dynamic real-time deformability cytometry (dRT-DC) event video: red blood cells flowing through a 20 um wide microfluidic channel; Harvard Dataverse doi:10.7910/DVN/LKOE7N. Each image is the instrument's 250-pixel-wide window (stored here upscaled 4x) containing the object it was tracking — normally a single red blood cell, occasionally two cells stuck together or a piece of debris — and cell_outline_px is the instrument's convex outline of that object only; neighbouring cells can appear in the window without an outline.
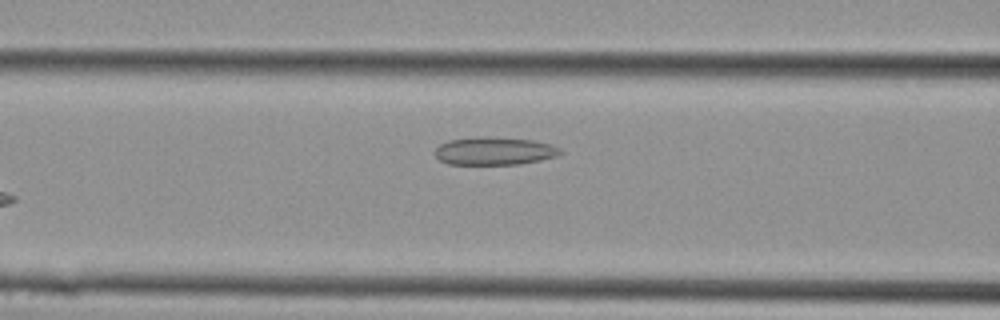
{"species": "Egyptian fruit bat (a non-hibernating species)", "species_latin": "Rousettus aegyptiacus", "temperature_condition": "cold", "stored_images_in_passage": 10, "camera_frame_rate_fps": 3000, "um_per_image_px": 0.085, "animal": {"sex": "female"}, "frame": {"image": 1, "passage_image": 4, "time_ms": 1.0, "image_size_px": [1000, 320], "cell_outline_px": [[564, 152], [556, 156], [540, 160], [520, 164], [448, 164], [440, 160], [436, 156], [436, 148], [440, 144], [448, 140], [480, 136], [532, 140], [552, 144], [560, 148]], "centroid_in_image_um": [42.04, 12.83], "position_along_channel_um": 124.6, "area_um2": 20.35}}
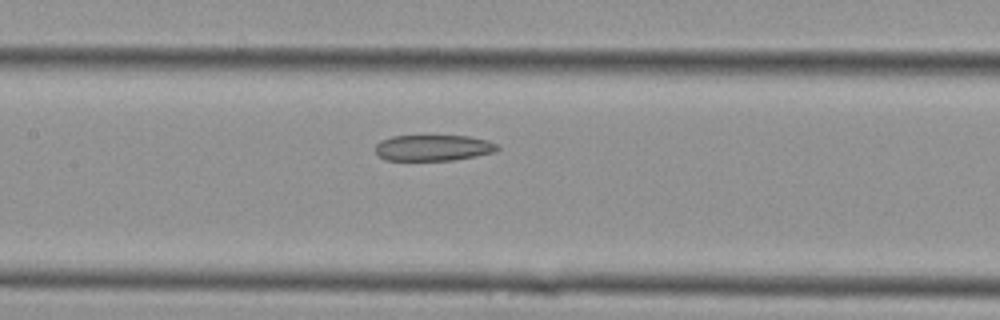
{"frame": {"image": 2, "passage_image": 6, "time_ms": 1.667, "image_size_px": [1000, 320], "cell_outline_px": [[500, 148], [496, 152], [476, 156], [452, 160], [384, 160], [376, 152], [376, 144], [380, 140], [392, 136], [468, 136], [488, 140], [496, 144]], "centroid_in_image_um": [36.84, 12.56], "position_along_channel_um": 170.6, "area_um2": 18.5}}
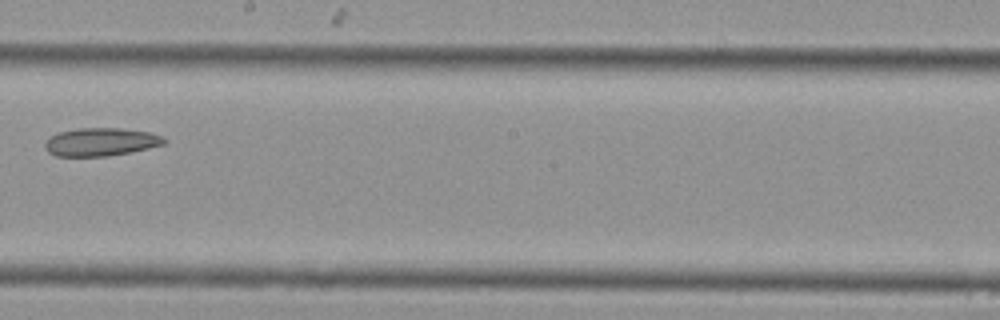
{"frame": {"image": 3, "passage_image": 9, "time_ms": 2.667, "image_size_px": [1000, 320], "cell_outline_px": [[168, 140], [164, 144], [148, 148], [108, 156], [56, 156], [48, 152], [44, 148], [44, 144], [48, 136], [60, 132], [76, 128], [120, 128], [148, 132], [160, 136]], "centroid_in_image_um": [8.51, 12.06], "position_along_channel_um": 239.7, "area_um2": 19.48}}